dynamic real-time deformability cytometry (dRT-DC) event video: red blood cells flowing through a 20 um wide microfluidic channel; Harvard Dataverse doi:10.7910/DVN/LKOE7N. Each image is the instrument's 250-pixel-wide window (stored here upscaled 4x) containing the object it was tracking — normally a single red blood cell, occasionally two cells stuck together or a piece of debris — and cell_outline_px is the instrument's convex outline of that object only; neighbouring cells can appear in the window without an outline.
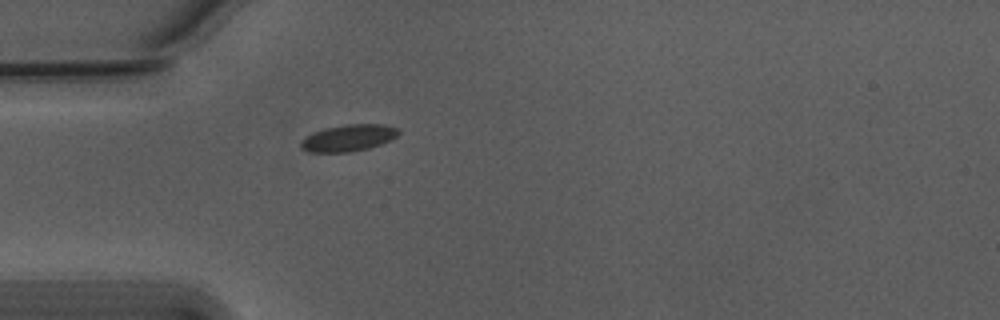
{"species": "Egyptian fruit bat (a non-hibernating species)", "species_latin": "Rousettus aegyptiacus", "temperature_condition": "warm", "stored_images_in_passage": 40, "camera_frame_rate_fps": 3000, "um_per_image_px": 0.085, "animal": {"sex": "male"}, "frame": {"image": 1, "passage_image": 1, "time_ms": 0.0, "image_size_px": [1000, 320], "cell_outline_px": [[400, 132], [396, 136], [380, 144], [368, 148], [348, 152], [308, 152], [300, 148], [300, 140], [304, 136], [312, 132], [324, 128], [344, 124], [384, 124], [400, 128]], "centroid_in_image_um": [29.57, 11.71], "position_along_channel_um": 55.4, "area_um2": 15.37}}
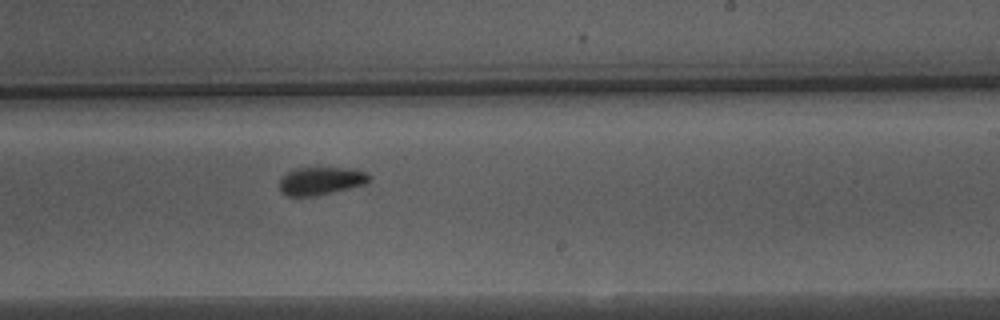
{"frame": {"image": 2, "passage_image": 18, "time_ms": 5.667, "image_size_px": [1000, 320], "cell_outline_px": [[372, 176], [368, 184], [332, 192], [312, 196], [288, 196], [280, 192], [280, 180], [288, 172], [296, 168], [352, 168], [368, 172]], "centroid_in_image_um": [27.34, 15.37], "position_along_channel_um": 261.7, "area_um2": 14.68}}
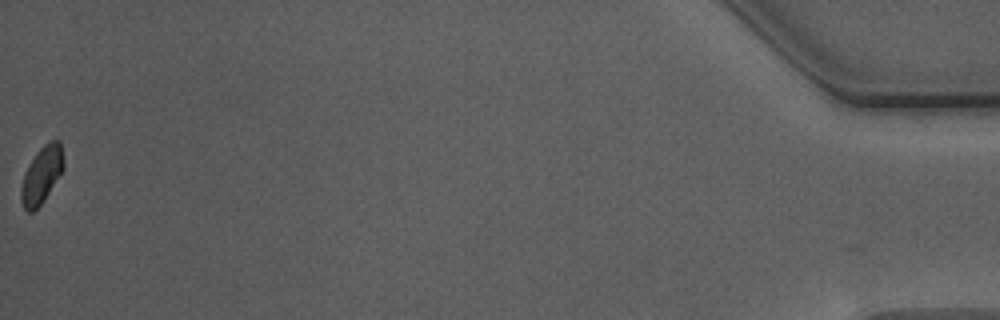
{"frame": {"image": 3, "passage_image": 40, "time_ms": 13.0, "image_size_px": [1000, 320], "cell_outline_px": [[64, 168], [40, 204], [32, 212], [28, 212], [24, 208], [20, 200], [20, 188], [24, 172], [36, 152], [48, 140], [60, 140], [64, 160]], "centroid_in_image_um": [3.52, 14.83], "position_along_channel_um": 431.7, "area_um2": 13.99}, "authors_computed_cell_mechanics": {"area_um2": 14.8257, "velocity_mm_per_s": 3.7501, "shape_relaxation_time_tau1_ms": 3.0206, "shape_relaxation_time_tau2_ms": 3.4799, "deformation_change_tau1": 0.0665, "deformation_change_tau2": 0.0809}}